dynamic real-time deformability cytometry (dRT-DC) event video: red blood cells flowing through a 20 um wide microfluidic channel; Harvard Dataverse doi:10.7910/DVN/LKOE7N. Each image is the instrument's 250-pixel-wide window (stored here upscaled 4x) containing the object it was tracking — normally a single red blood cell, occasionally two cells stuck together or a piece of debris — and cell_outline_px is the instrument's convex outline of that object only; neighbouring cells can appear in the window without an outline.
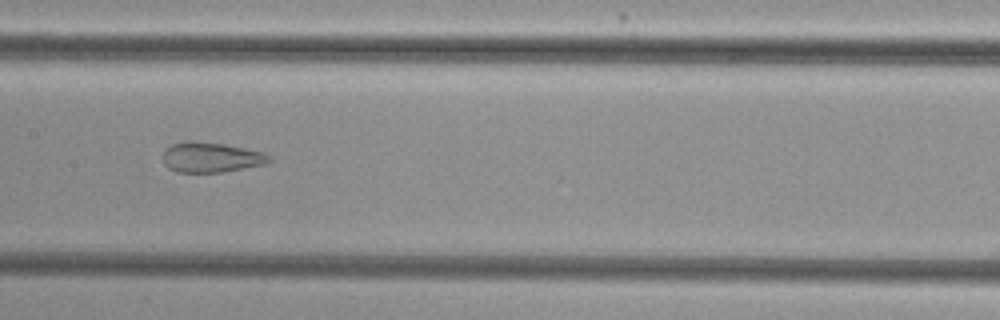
{"species": "common noctule bat (a hibernating species)", "species_latin": "Nyctalus noctula", "temperature_condition": "cold", "stored_images_in_passage": 41, "camera_frame_rate_fps": 3000, "um_per_image_px": 0.085, "animal": {"sex": "female", "body_mass_g": 29.2, "forearm_length_mm": 56.3}, "frame": {"image": 1, "passage_image": 15, "time_ms": 4.667, "image_size_px": [1000, 320], "cell_outline_px": [[272, 160], [264, 164], [220, 172], [176, 172], [168, 168], [164, 164], [164, 152], [172, 144], [188, 140], [192, 140], [224, 144], [264, 152]], "centroid_in_image_um": [17.91, 13.36], "position_along_channel_um": 189.5, "area_um2": 18.44}}
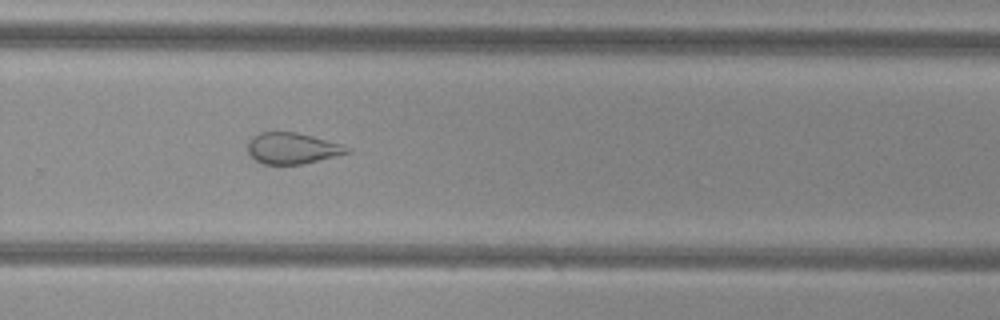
{"frame": {"image": 2, "passage_image": 24, "time_ms": 7.667, "image_size_px": [1000, 320], "cell_outline_px": [[352, 152], [300, 164], [264, 164], [256, 160], [248, 152], [248, 140], [252, 136], [260, 132], [296, 132], [312, 136], [340, 144], [348, 148]], "centroid_in_image_um": [24.8, 12.59], "position_along_channel_um": 305.0, "area_um2": 17.74}}
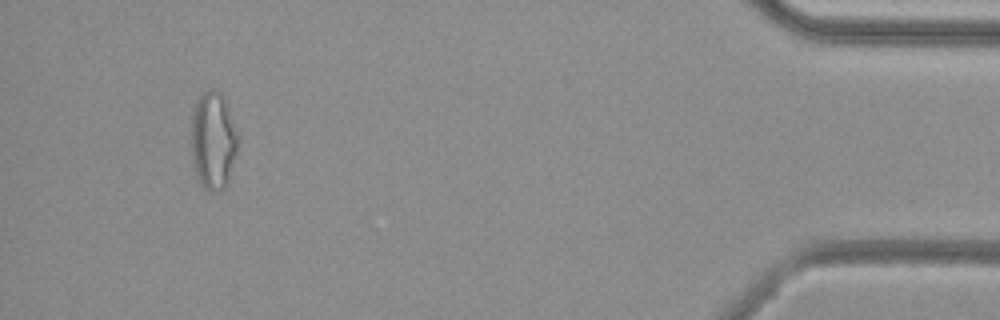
{"frame": {"image": 3, "passage_image": 38, "time_ms": 12.333, "image_size_px": [1000, 320], "cell_outline_px": [[240, 140], [228, 184], [224, 188], [212, 192], [208, 192], [200, 184], [196, 176], [192, 160], [192, 116], [196, 100], [208, 88], [212, 88], [220, 92], [224, 96], [228, 104], [240, 136]], "centroid_in_image_um": [18.16, 11.94], "position_along_channel_um": 417.0, "area_um2": 27.34}, "authors_computed_cell_mechanics": {"area_um2": 22.1952, "velocity_mm_per_s": 3.8554, "shape_relaxation_time_tau1_ms": null, "shape_relaxation_time_tau2_ms": 1.3457, "deformation_change_tau1": null, "deformation_change_tau2": 0.0898}}